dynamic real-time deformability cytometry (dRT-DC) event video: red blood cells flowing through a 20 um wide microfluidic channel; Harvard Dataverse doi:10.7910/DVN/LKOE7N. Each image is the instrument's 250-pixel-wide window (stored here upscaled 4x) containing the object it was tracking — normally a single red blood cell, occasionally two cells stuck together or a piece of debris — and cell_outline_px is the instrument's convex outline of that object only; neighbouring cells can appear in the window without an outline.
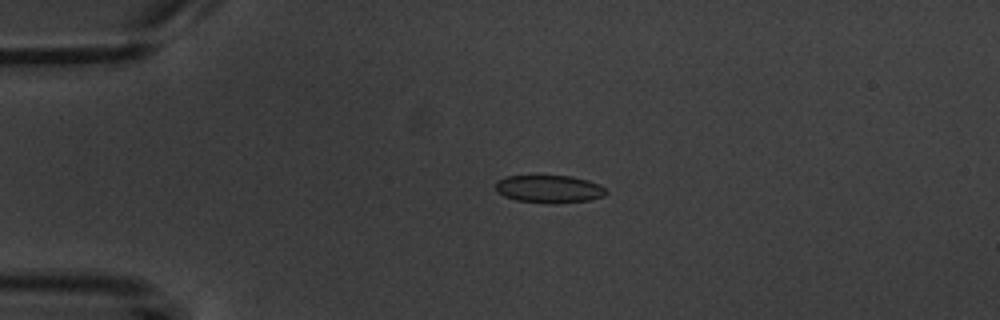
{"species": "common noctule bat (a hibernating species)", "species_latin": "Nyctalus noctula", "temperature_condition": "warm", "stored_images_in_passage": 4, "camera_frame_rate_fps": 3000, "um_per_image_px": 0.085, "animal": {"sex": "male", "body_mass_g": 20.1, "forearm_length_mm": 53.5}, "frame": {"image": 1, "passage_image": 3, "time_ms": 3.333, "image_size_px": [1000, 320], "cell_outline_px": [[608, 192], [604, 196], [588, 200], [556, 204], [516, 200], [504, 196], [496, 192], [496, 184], [500, 180], [508, 176], [572, 176], [588, 180], [600, 184]], "centroid_in_image_um": [46.71, 16.07], "position_along_channel_um": 38.3, "area_um2": 17.8}}